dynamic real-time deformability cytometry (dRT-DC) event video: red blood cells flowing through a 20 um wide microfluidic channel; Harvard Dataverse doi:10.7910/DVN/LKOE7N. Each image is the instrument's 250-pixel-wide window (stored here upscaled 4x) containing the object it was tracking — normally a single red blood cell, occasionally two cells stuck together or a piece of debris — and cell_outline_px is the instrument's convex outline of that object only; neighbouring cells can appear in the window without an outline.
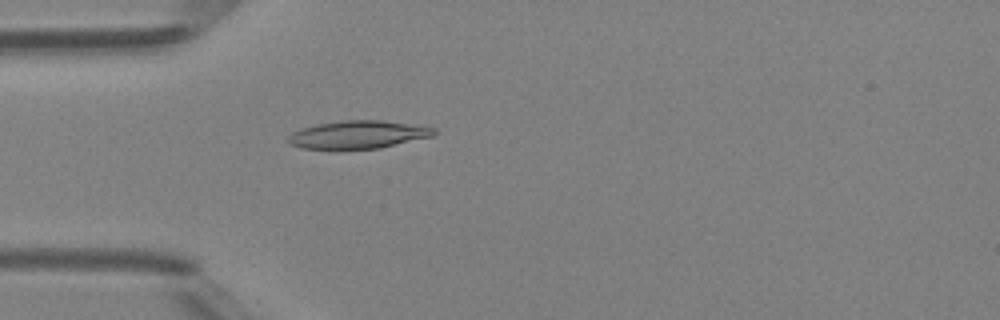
{"species": "Egyptian fruit bat (a non-hibernating species)", "species_latin": "Rousettus aegyptiacus", "temperature_condition": "room temperature", "stored_images_in_passage": 32, "camera_frame_rate_fps": 3000, "um_per_image_px": 0.085, "animal": {"sex": "female"}, "frame": {"image": 1, "passage_image": 2, "time_ms": 0.333, "image_size_px": [1000, 320], "cell_outline_px": [[436, 132], [432, 136], [380, 148], [300, 148], [292, 144], [288, 140], [288, 136], [292, 132], [300, 128], [316, 124], [344, 120], [380, 120], [436, 128]], "centroid_in_image_um": [30.42, 11.43], "position_along_channel_um": 54.6, "area_um2": 23.29}}
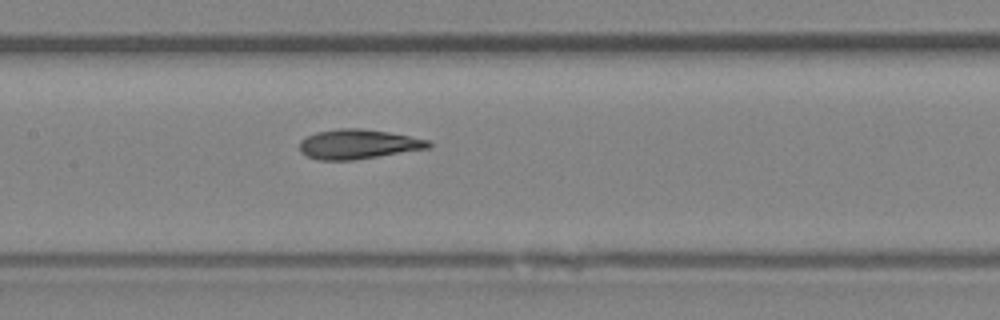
{"frame": {"image": 2, "passage_image": 11, "time_ms": 3.333, "image_size_px": [1000, 320], "cell_outline_px": [[432, 144], [428, 148], [352, 160], [320, 160], [308, 156], [300, 152], [300, 140], [316, 132], [340, 128], [360, 128], [388, 132], [432, 140]], "centroid_in_image_um": [30.45, 12.25], "position_along_channel_um": 177.0, "area_um2": 22.08}}
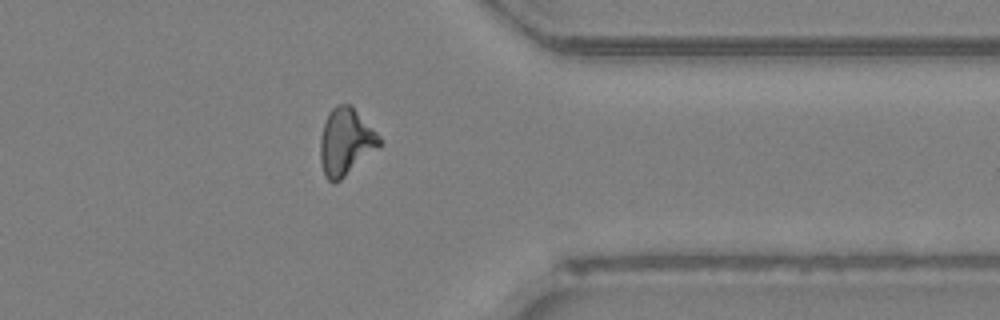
{"frame": {"image": 3, "passage_image": 26, "time_ms": 8.333, "image_size_px": [1000, 320], "cell_outline_px": [[380, 144], [336, 184], [332, 184], [324, 176], [320, 160], [320, 140], [324, 124], [328, 112], [336, 104], [352, 104], [380, 136]], "centroid_in_image_um": [29.35, 12.04], "position_along_channel_um": 382.1, "area_um2": 22.95}, "authors_computed_cell_mechanics": {"area_um2": 22.0507, "velocity_mm_per_s": 4.2949, "shape_relaxation_time_tau1_ms": null, "shape_relaxation_time_tau2_ms": 3.617, "deformation_change_tau1": null, "deformation_change_tau2": 0.1056}}